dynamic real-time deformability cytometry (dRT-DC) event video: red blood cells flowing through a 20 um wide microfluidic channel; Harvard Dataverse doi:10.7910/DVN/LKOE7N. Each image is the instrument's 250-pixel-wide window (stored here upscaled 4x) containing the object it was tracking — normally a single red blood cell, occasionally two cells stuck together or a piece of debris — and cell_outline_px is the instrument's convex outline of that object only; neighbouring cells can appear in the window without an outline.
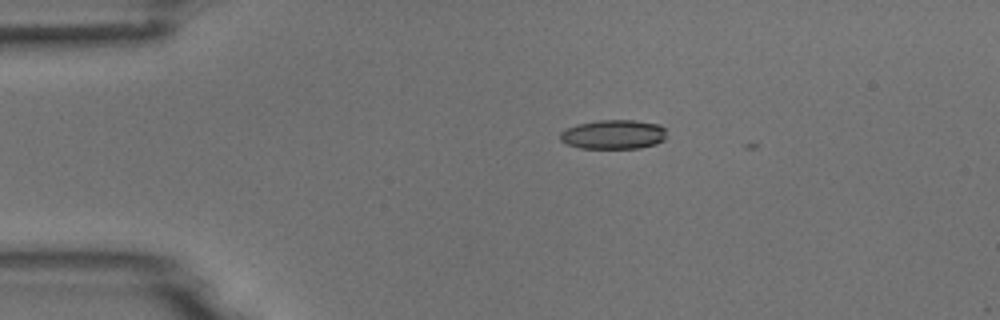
{"species": "common noctule bat (a hibernating species)", "species_latin": "Nyctalus noctula", "temperature_condition": "room temperature", "stored_images_in_passage": 5, "camera_frame_rate_fps": 3000, "um_per_image_px": 0.085, "animal": {"sex": "male", "body_mass_g": 18.8}, "frame": {"image": 1, "passage_image": 3, "time_ms": 0.667, "image_size_px": [1000, 320], "cell_outline_px": [[664, 140], [656, 144], [640, 148], [580, 148], [564, 144], [560, 140], [560, 132], [564, 128], [576, 124], [596, 120], [636, 120], [660, 124], [664, 128]], "centroid_in_image_um": [52.09, 11.42], "position_along_channel_um": 32.9, "area_um2": 18.44}}
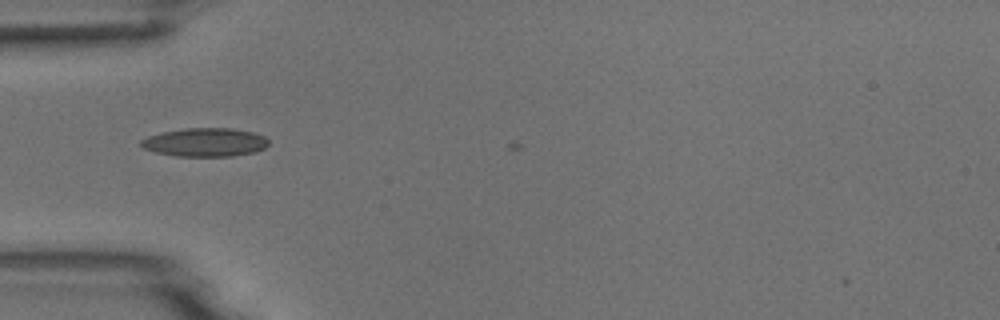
{"frame": {"image": 2, "passage_image": 5, "time_ms": 1.333, "image_size_px": [1000, 320], "cell_outline_px": [[268, 144], [264, 148], [256, 152], [232, 156], [176, 156], [156, 152], [144, 148], [140, 144], [140, 140], [148, 136], [164, 132], [184, 128], [232, 128], [252, 132], [264, 136], [268, 140]], "centroid_in_image_um": [17.44, 12.09], "position_along_channel_um": 67.6, "area_um2": 21.15}}